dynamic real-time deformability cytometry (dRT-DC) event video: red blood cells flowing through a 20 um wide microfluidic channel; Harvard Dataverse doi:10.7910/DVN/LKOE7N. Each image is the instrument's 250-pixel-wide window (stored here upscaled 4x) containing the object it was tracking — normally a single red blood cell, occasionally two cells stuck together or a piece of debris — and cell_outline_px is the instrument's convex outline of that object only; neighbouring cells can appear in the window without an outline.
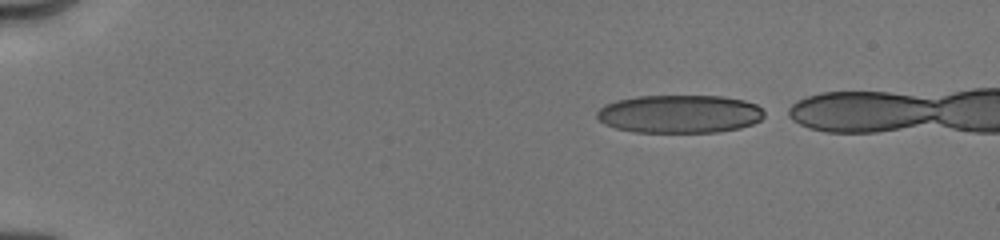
{"species": "human", "species_latin": "Homo sapiens", "temperature_condition": "cold", "stored_images_in_passage": 34, "camera_frame_rate_fps": 3000, "um_per_image_px": 0.085, "donor": {"sex": "male"}, "frame": {"image": 1, "passage_image": 1, "time_ms": 0.0, "image_size_px": [1000, 240], "cell_outline_px": [[764, 116], [760, 120], [752, 124], [740, 128], [720, 132], [636, 132], [616, 128], [604, 124], [596, 116], [596, 112], [604, 104], [616, 100], [636, 96], [724, 96], [744, 100], [756, 104], [764, 112]], "centroid_in_image_um": [57.76, 9.68], "position_along_channel_um": 27.2, "area_um2": 37.4}}
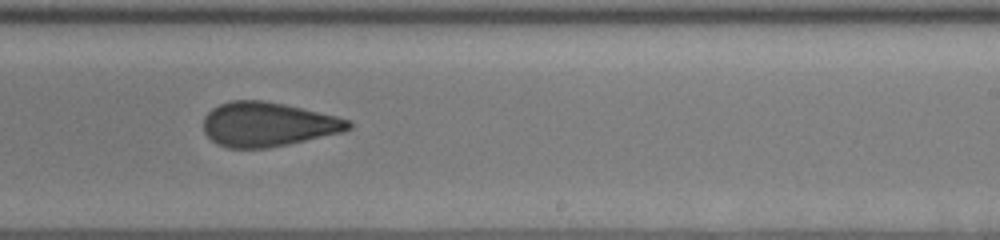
{"frame": {"image": 2, "passage_image": 21, "time_ms": 8.333, "image_size_px": [1000, 240], "cell_outline_px": [[352, 128], [344, 132], [288, 144], [268, 148], [228, 148], [216, 144], [204, 132], [204, 116], [212, 108], [220, 104], [232, 100], [264, 100], [284, 104], [336, 116], [352, 120]], "centroid_in_image_um": [22.77, 10.57], "position_along_channel_um": 266.2, "area_um2": 37.57}}
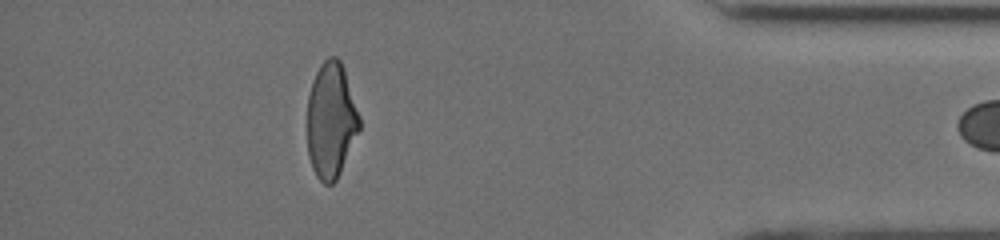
{"frame": {"image": 3, "passage_image": 33, "time_ms": 12.667, "image_size_px": [1000, 240], "cell_outline_px": [[360, 128], [340, 172], [336, 180], [332, 184], [324, 184], [316, 176], [312, 168], [308, 156], [308, 96], [316, 72], [320, 64], [328, 56], [336, 56], [340, 60], [344, 68], [360, 116]], "centroid_in_image_um": [28.14, 10.22], "position_along_channel_um": 407.1, "area_um2": 35.03}}